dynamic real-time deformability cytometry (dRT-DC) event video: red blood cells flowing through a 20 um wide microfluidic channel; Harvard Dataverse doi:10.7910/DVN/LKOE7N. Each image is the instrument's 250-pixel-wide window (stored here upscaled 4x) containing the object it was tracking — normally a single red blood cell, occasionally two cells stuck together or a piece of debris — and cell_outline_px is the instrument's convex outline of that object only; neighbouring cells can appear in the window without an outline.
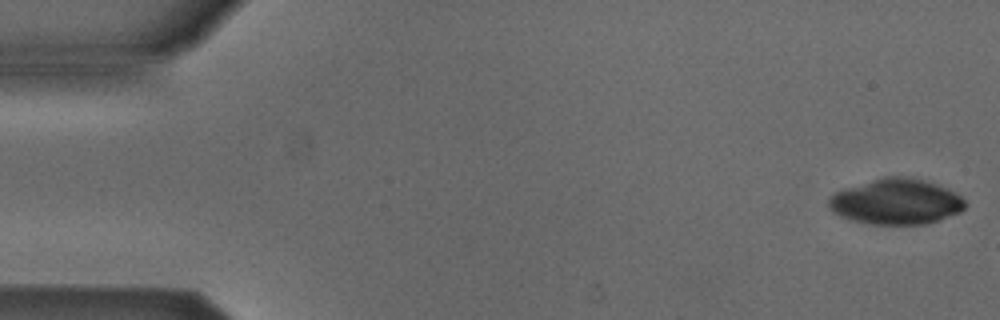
{"species": "Egyptian fruit bat (a non-hibernating species)", "species_latin": "Rousettus aegyptiacus", "temperature_condition": "cold", "stored_images_in_passage": 14, "camera_frame_rate_fps": 3000, "um_per_image_px": 0.085, "animal": {"sex": "male"}, "frame": {"image": 1, "passage_image": 1, "time_ms": 0.0, "image_size_px": [1000, 320], "cell_outline_px": [[968, 204], [960, 212], [940, 220], [928, 224], [872, 224], [852, 220], [840, 216], [832, 212], [828, 208], [828, 196], [832, 192], [844, 188], [884, 176], [908, 176], [924, 180], [948, 188], [956, 192]], "centroid_in_image_um": [76.15, 17.13], "position_along_channel_um": 8.8, "area_um2": 36.7}}